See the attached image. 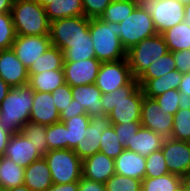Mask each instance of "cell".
<instances>
[{"label":"cell","mask_w":190,"mask_h":191,"mask_svg":"<svg viewBox=\"0 0 190 191\" xmlns=\"http://www.w3.org/2000/svg\"><path fill=\"white\" fill-rule=\"evenodd\" d=\"M144 93L137 79L112 93L101 95L103 112L108 115L111 124L140 122Z\"/></svg>","instance_id":"cell-1"},{"label":"cell","mask_w":190,"mask_h":191,"mask_svg":"<svg viewBox=\"0 0 190 191\" xmlns=\"http://www.w3.org/2000/svg\"><path fill=\"white\" fill-rule=\"evenodd\" d=\"M34 91L28 86L12 87L0 105V125L16 134L29 122Z\"/></svg>","instance_id":"cell-2"},{"label":"cell","mask_w":190,"mask_h":191,"mask_svg":"<svg viewBox=\"0 0 190 191\" xmlns=\"http://www.w3.org/2000/svg\"><path fill=\"white\" fill-rule=\"evenodd\" d=\"M11 14L16 36H49L50 21L37 0H14Z\"/></svg>","instance_id":"cell-3"},{"label":"cell","mask_w":190,"mask_h":191,"mask_svg":"<svg viewBox=\"0 0 190 191\" xmlns=\"http://www.w3.org/2000/svg\"><path fill=\"white\" fill-rule=\"evenodd\" d=\"M118 27L119 23L90 19L89 33L97 60L115 62L126 59L127 51L118 37Z\"/></svg>","instance_id":"cell-4"},{"label":"cell","mask_w":190,"mask_h":191,"mask_svg":"<svg viewBox=\"0 0 190 191\" xmlns=\"http://www.w3.org/2000/svg\"><path fill=\"white\" fill-rule=\"evenodd\" d=\"M168 46L162 34H156L137 43L127 51L132 77L138 79L156 60L168 53Z\"/></svg>","instance_id":"cell-5"},{"label":"cell","mask_w":190,"mask_h":191,"mask_svg":"<svg viewBox=\"0 0 190 191\" xmlns=\"http://www.w3.org/2000/svg\"><path fill=\"white\" fill-rule=\"evenodd\" d=\"M89 26L90 19L85 16L53 20L50 22L49 32L51 45L64 53L70 44L78 40H91Z\"/></svg>","instance_id":"cell-6"},{"label":"cell","mask_w":190,"mask_h":191,"mask_svg":"<svg viewBox=\"0 0 190 191\" xmlns=\"http://www.w3.org/2000/svg\"><path fill=\"white\" fill-rule=\"evenodd\" d=\"M156 34L152 17L142 4H139L118 27V37L126 51Z\"/></svg>","instance_id":"cell-7"},{"label":"cell","mask_w":190,"mask_h":191,"mask_svg":"<svg viewBox=\"0 0 190 191\" xmlns=\"http://www.w3.org/2000/svg\"><path fill=\"white\" fill-rule=\"evenodd\" d=\"M53 184L78 182L82 178V160L72 149L50 150L44 156Z\"/></svg>","instance_id":"cell-8"},{"label":"cell","mask_w":190,"mask_h":191,"mask_svg":"<svg viewBox=\"0 0 190 191\" xmlns=\"http://www.w3.org/2000/svg\"><path fill=\"white\" fill-rule=\"evenodd\" d=\"M141 4L151 15L157 34L185 21V5L178 0H148Z\"/></svg>","instance_id":"cell-9"},{"label":"cell","mask_w":190,"mask_h":191,"mask_svg":"<svg viewBox=\"0 0 190 191\" xmlns=\"http://www.w3.org/2000/svg\"><path fill=\"white\" fill-rule=\"evenodd\" d=\"M133 79L127 59L102 62L95 85L102 94L112 93Z\"/></svg>","instance_id":"cell-10"},{"label":"cell","mask_w":190,"mask_h":191,"mask_svg":"<svg viewBox=\"0 0 190 191\" xmlns=\"http://www.w3.org/2000/svg\"><path fill=\"white\" fill-rule=\"evenodd\" d=\"M174 115L160 109L154 98L144 96L140 123L141 126L152 130L163 138H171Z\"/></svg>","instance_id":"cell-11"},{"label":"cell","mask_w":190,"mask_h":191,"mask_svg":"<svg viewBox=\"0 0 190 191\" xmlns=\"http://www.w3.org/2000/svg\"><path fill=\"white\" fill-rule=\"evenodd\" d=\"M161 149L169 173L180 177L190 173V144L188 142L165 138Z\"/></svg>","instance_id":"cell-12"},{"label":"cell","mask_w":190,"mask_h":191,"mask_svg":"<svg viewBox=\"0 0 190 191\" xmlns=\"http://www.w3.org/2000/svg\"><path fill=\"white\" fill-rule=\"evenodd\" d=\"M111 125V121L105 113L90 118V123L83 134L81 143H78L73 149L81 160L99 152L101 133Z\"/></svg>","instance_id":"cell-13"},{"label":"cell","mask_w":190,"mask_h":191,"mask_svg":"<svg viewBox=\"0 0 190 191\" xmlns=\"http://www.w3.org/2000/svg\"><path fill=\"white\" fill-rule=\"evenodd\" d=\"M50 47L49 36H16L11 48L16 57L29 69Z\"/></svg>","instance_id":"cell-14"},{"label":"cell","mask_w":190,"mask_h":191,"mask_svg":"<svg viewBox=\"0 0 190 191\" xmlns=\"http://www.w3.org/2000/svg\"><path fill=\"white\" fill-rule=\"evenodd\" d=\"M102 62L96 58L79 62H64L65 82L70 87L94 84Z\"/></svg>","instance_id":"cell-15"},{"label":"cell","mask_w":190,"mask_h":191,"mask_svg":"<svg viewBox=\"0 0 190 191\" xmlns=\"http://www.w3.org/2000/svg\"><path fill=\"white\" fill-rule=\"evenodd\" d=\"M0 78L11 87H22L29 83L28 69L12 48L0 50Z\"/></svg>","instance_id":"cell-16"},{"label":"cell","mask_w":190,"mask_h":191,"mask_svg":"<svg viewBox=\"0 0 190 191\" xmlns=\"http://www.w3.org/2000/svg\"><path fill=\"white\" fill-rule=\"evenodd\" d=\"M3 156L23 168L43 157L34 144L21 132L10 136Z\"/></svg>","instance_id":"cell-17"},{"label":"cell","mask_w":190,"mask_h":191,"mask_svg":"<svg viewBox=\"0 0 190 191\" xmlns=\"http://www.w3.org/2000/svg\"><path fill=\"white\" fill-rule=\"evenodd\" d=\"M115 173L114 159L101 152H97L82 160L83 178L105 183Z\"/></svg>","instance_id":"cell-18"},{"label":"cell","mask_w":190,"mask_h":191,"mask_svg":"<svg viewBox=\"0 0 190 191\" xmlns=\"http://www.w3.org/2000/svg\"><path fill=\"white\" fill-rule=\"evenodd\" d=\"M29 121L46 126L60 122V113L51 93L34 92Z\"/></svg>","instance_id":"cell-19"},{"label":"cell","mask_w":190,"mask_h":191,"mask_svg":"<svg viewBox=\"0 0 190 191\" xmlns=\"http://www.w3.org/2000/svg\"><path fill=\"white\" fill-rule=\"evenodd\" d=\"M24 185L31 191H46L53 185L50 169L44 157L25 168Z\"/></svg>","instance_id":"cell-20"},{"label":"cell","mask_w":190,"mask_h":191,"mask_svg":"<svg viewBox=\"0 0 190 191\" xmlns=\"http://www.w3.org/2000/svg\"><path fill=\"white\" fill-rule=\"evenodd\" d=\"M114 161L116 174L141 181L145 178L146 158L140 154L124 149Z\"/></svg>","instance_id":"cell-21"},{"label":"cell","mask_w":190,"mask_h":191,"mask_svg":"<svg viewBox=\"0 0 190 191\" xmlns=\"http://www.w3.org/2000/svg\"><path fill=\"white\" fill-rule=\"evenodd\" d=\"M72 95V99L76 100L79 106H83L90 118L104 113L101 100L102 92L95 84L72 87Z\"/></svg>","instance_id":"cell-22"},{"label":"cell","mask_w":190,"mask_h":191,"mask_svg":"<svg viewBox=\"0 0 190 191\" xmlns=\"http://www.w3.org/2000/svg\"><path fill=\"white\" fill-rule=\"evenodd\" d=\"M164 139L161 135L141 126L137 133L133 134L130 145L126 149L146 158L154 151L162 148Z\"/></svg>","instance_id":"cell-23"},{"label":"cell","mask_w":190,"mask_h":191,"mask_svg":"<svg viewBox=\"0 0 190 191\" xmlns=\"http://www.w3.org/2000/svg\"><path fill=\"white\" fill-rule=\"evenodd\" d=\"M183 74L178 70H172L160 78L149 79L143 86L144 96L157 97L171 89L178 90Z\"/></svg>","instance_id":"cell-24"},{"label":"cell","mask_w":190,"mask_h":191,"mask_svg":"<svg viewBox=\"0 0 190 191\" xmlns=\"http://www.w3.org/2000/svg\"><path fill=\"white\" fill-rule=\"evenodd\" d=\"M65 83L63 70H51L32 75L29 78L28 86L34 92L52 93L56 88Z\"/></svg>","instance_id":"cell-25"},{"label":"cell","mask_w":190,"mask_h":191,"mask_svg":"<svg viewBox=\"0 0 190 191\" xmlns=\"http://www.w3.org/2000/svg\"><path fill=\"white\" fill-rule=\"evenodd\" d=\"M50 22L57 19L84 16L82 0H54L45 7Z\"/></svg>","instance_id":"cell-26"},{"label":"cell","mask_w":190,"mask_h":191,"mask_svg":"<svg viewBox=\"0 0 190 191\" xmlns=\"http://www.w3.org/2000/svg\"><path fill=\"white\" fill-rule=\"evenodd\" d=\"M64 53L57 47L52 46L44 52L37 61L28 69L29 78L32 75L43 73L44 71L63 70Z\"/></svg>","instance_id":"cell-27"},{"label":"cell","mask_w":190,"mask_h":191,"mask_svg":"<svg viewBox=\"0 0 190 191\" xmlns=\"http://www.w3.org/2000/svg\"><path fill=\"white\" fill-rule=\"evenodd\" d=\"M171 52L190 49V25L183 21L162 33Z\"/></svg>","instance_id":"cell-28"},{"label":"cell","mask_w":190,"mask_h":191,"mask_svg":"<svg viewBox=\"0 0 190 191\" xmlns=\"http://www.w3.org/2000/svg\"><path fill=\"white\" fill-rule=\"evenodd\" d=\"M25 168L18 166L9 158L0 156V183L3 189H10L24 184Z\"/></svg>","instance_id":"cell-29"},{"label":"cell","mask_w":190,"mask_h":191,"mask_svg":"<svg viewBox=\"0 0 190 191\" xmlns=\"http://www.w3.org/2000/svg\"><path fill=\"white\" fill-rule=\"evenodd\" d=\"M139 4L136 0H112L99 19L120 24Z\"/></svg>","instance_id":"cell-30"},{"label":"cell","mask_w":190,"mask_h":191,"mask_svg":"<svg viewBox=\"0 0 190 191\" xmlns=\"http://www.w3.org/2000/svg\"><path fill=\"white\" fill-rule=\"evenodd\" d=\"M141 191H182V179L171 173L155 178H144Z\"/></svg>","instance_id":"cell-31"},{"label":"cell","mask_w":190,"mask_h":191,"mask_svg":"<svg viewBox=\"0 0 190 191\" xmlns=\"http://www.w3.org/2000/svg\"><path fill=\"white\" fill-rule=\"evenodd\" d=\"M172 70H176V63L171 51L156 60L148 69L137 79L139 85L142 87L149 79L160 78L168 74Z\"/></svg>","instance_id":"cell-32"},{"label":"cell","mask_w":190,"mask_h":191,"mask_svg":"<svg viewBox=\"0 0 190 191\" xmlns=\"http://www.w3.org/2000/svg\"><path fill=\"white\" fill-rule=\"evenodd\" d=\"M90 123V117L87 114L73 116L64 121L67 128L68 149H74L78 143H81L83 134Z\"/></svg>","instance_id":"cell-33"},{"label":"cell","mask_w":190,"mask_h":191,"mask_svg":"<svg viewBox=\"0 0 190 191\" xmlns=\"http://www.w3.org/2000/svg\"><path fill=\"white\" fill-rule=\"evenodd\" d=\"M34 146L38 152L44 157L48 150V143L46 140V125L27 122L20 131Z\"/></svg>","instance_id":"cell-34"},{"label":"cell","mask_w":190,"mask_h":191,"mask_svg":"<svg viewBox=\"0 0 190 191\" xmlns=\"http://www.w3.org/2000/svg\"><path fill=\"white\" fill-rule=\"evenodd\" d=\"M96 58L92 40H78L64 52V62H79Z\"/></svg>","instance_id":"cell-35"},{"label":"cell","mask_w":190,"mask_h":191,"mask_svg":"<svg viewBox=\"0 0 190 191\" xmlns=\"http://www.w3.org/2000/svg\"><path fill=\"white\" fill-rule=\"evenodd\" d=\"M48 150L68 149L67 128L64 122L46 126Z\"/></svg>","instance_id":"cell-36"},{"label":"cell","mask_w":190,"mask_h":191,"mask_svg":"<svg viewBox=\"0 0 190 191\" xmlns=\"http://www.w3.org/2000/svg\"><path fill=\"white\" fill-rule=\"evenodd\" d=\"M99 152L106 156L116 159L120 153L123 152L124 147L117 138L113 125L105 129L101 133Z\"/></svg>","instance_id":"cell-37"},{"label":"cell","mask_w":190,"mask_h":191,"mask_svg":"<svg viewBox=\"0 0 190 191\" xmlns=\"http://www.w3.org/2000/svg\"><path fill=\"white\" fill-rule=\"evenodd\" d=\"M190 137V110L178 109L174 114L171 138L188 141Z\"/></svg>","instance_id":"cell-38"},{"label":"cell","mask_w":190,"mask_h":191,"mask_svg":"<svg viewBox=\"0 0 190 191\" xmlns=\"http://www.w3.org/2000/svg\"><path fill=\"white\" fill-rule=\"evenodd\" d=\"M145 178H155L169 173L162 149L146 157Z\"/></svg>","instance_id":"cell-39"},{"label":"cell","mask_w":190,"mask_h":191,"mask_svg":"<svg viewBox=\"0 0 190 191\" xmlns=\"http://www.w3.org/2000/svg\"><path fill=\"white\" fill-rule=\"evenodd\" d=\"M104 184L106 191H141L142 181L115 173Z\"/></svg>","instance_id":"cell-40"},{"label":"cell","mask_w":190,"mask_h":191,"mask_svg":"<svg viewBox=\"0 0 190 191\" xmlns=\"http://www.w3.org/2000/svg\"><path fill=\"white\" fill-rule=\"evenodd\" d=\"M16 38L11 13H0V50L10 49Z\"/></svg>","instance_id":"cell-41"},{"label":"cell","mask_w":190,"mask_h":191,"mask_svg":"<svg viewBox=\"0 0 190 191\" xmlns=\"http://www.w3.org/2000/svg\"><path fill=\"white\" fill-rule=\"evenodd\" d=\"M117 138L121 145L126 149L130 145L133 134H136L141 127L140 122H125L123 124H112Z\"/></svg>","instance_id":"cell-42"},{"label":"cell","mask_w":190,"mask_h":191,"mask_svg":"<svg viewBox=\"0 0 190 191\" xmlns=\"http://www.w3.org/2000/svg\"><path fill=\"white\" fill-rule=\"evenodd\" d=\"M179 97L180 92L178 90L171 89L157 97H154V99L160 106V109H163L165 112L174 115L179 109Z\"/></svg>","instance_id":"cell-43"},{"label":"cell","mask_w":190,"mask_h":191,"mask_svg":"<svg viewBox=\"0 0 190 191\" xmlns=\"http://www.w3.org/2000/svg\"><path fill=\"white\" fill-rule=\"evenodd\" d=\"M51 94L59 113L67 108L72 101V87L67 83L56 88Z\"/></svg>","instance_id":"cell-44"},{"label":"cell","mask_w":190,"mask_h":191,"mask_svg":"<svg viewBox=\"0 0 190 191\" xmlns=\"http://www.w3.org/2000/svg\"><path fill=\"white\" fill-rule=\"evenodd\" d=\"M112 0H82L84 16L89 19L100 18Z\"/></svg>","instance_id":"cell-45"},{"label":"cell","mask_w":190,"mask_h":191,"mask_svg":"<svg viewBox=\"0 0 190 191\" xmlns=\"http://www.w3.org/2000/svg\"><path fill=\"white\" fill-rule=\"evenodd\" d=\"M176 70L182 74L190 73V49L172 52Z\"/></svg>","instance_id":"cell-46"},{"label":"cell","mask_w":190,"mask_h":191,"mask_svg":"<svg viewBox=\"0 0 190 191\" xmlns=\"http://www.w3.org/2000/svg\"><path fill=\"white\" fill-rule=\"evenodd\" d=\"M81 114H86V110L82 105L79 106L76 103V100L72 99L69 106L60 113V122H64L73 116H78Z\"/></svg>","instance_id":"cell-47"},{"label":"cell","mask_w":190,"mask_h":191,"mask_svg":"<svg viewBox=\"0 0 190 191\" xmlns=\"http://www.w3.org/2000/svg\"><path fill=\"white\" fill-rule=\"evenodd\" d=\"M78 191H106V189L104 183L82 177L78 181Z\"/></svg>","instance_id":"cell-48"},{"label":"cell","mask_w":190,"mask_h":191,"mask_svg":"<svg viewBox=\"0 0 190 191\" xmlns=\"http://www.w3.org/2000/svg\"><path fill=\"white\" fill-rule=\"evenodd\" d=\"M46 191H78V182L53 184Z\"/></svg>","instance_id":"cell-49"},{"label":"cell","mask_w":190,"mask_h":191,"mask_svg":"<svg viewBox=\"0 0 190 191\" xmlns=\"http://www.w3.org/2000/svg\"><path fill=\"white\" fill-rule=\"evenodd\" d=\"M11 135V133H9L3 126L0 125V156L4 155Z\"/></svg>","instance_id":"cell-50"},{"label":"cell","mask_w":190,"mask_h":191,"mask_svg":"<svg viewBox=\"0 0 190 191\" xmlns=\"http://www.w3.org/2000/svg\"><path fill=\"white\" fill-rule=\"evenodd\" d=\"M178 91L185 93L188 97L190 96V73L183 74Z\"/></svg>","instance_id":"cell-51"},{"label":"cell","mask_w":190,"mask_h":191,"mask_svg":"<svg viewBox=\"0 0 190 191\" xmlns=\"http://www.w3.org/2000/svg\"><path fill=\"white\" fill-rule=\"evenodd\" d=\"M11 88H12L11 86H9L5 81H3L0 78V105L1 102L6 98Z\"/></svg>","instance_id":"cell-52"},{"label":"cell","mask_w":190,"mask_h":191,"mask_svg":"<svg viewBox=\"0 0 190 191\" xmlns=\"http://www.w3.org/2000/svg\"><path fill=\"white\" fill-rule=\"evenodd\" d=\"M178 102H179V109L190 110V96L188 97L185 93H180Z\"/></svg>","instance_id":"cell-53"},{"label":"cell","mask_w":190,"mask_h":191,"mask_svg":"<svg viewBox=\"0 0 190 191\" xmlns=\"http://www.w3.org/2000/svg\"><path fill=\"white\" fill-rule=\"evenodd\" d=\"M14 0H0V13H11Z\"/></svg>","instance_id":"cell-54"},{"label":"cell","mask_w":190,"mask_h":191,"mask_svg":"<svg viewBox=\"0 0 190 191\" xmlns=\"http://www.w3.org/2000/svg\"><path fill=\"white\" fill-rule=\"evenodd\" d=\"M182 179V191H190V173L181 177Z\"/></svg>","instance_id":"cell-55"},{"label":"cell","mask_w":190,"mask_h":191,"mask_svg":"<svg viewBox=\"0 0 190 191\" xmlns=\"http://www.w3.org/2000/svg\"><path fill=\"white\" fill-rule=\"evenodd\" d=\"M185 21L190 25V3L185 6Z\"/></svg>","instance_id":"cell-56"},{"label":"cell","mask_w":190,"mask_h":191,"mask_svg":"<svg viewBox=\"0 0 190 191\" xmlns=\"http://www.w3.org/2000/svg\"><path fill=\"white\" fill-rule=\"evenodd\" d=\"M8 191H31L30 189H28L24 184L17 186V187H13L8 189Z\"/></svg>","instance_id":"cell-57"},{"label":"cell","mask_w":190,"mask_h":191,"mask_svg":"<svg viewBox=\"0 0 190 191\" xmlns=\"http://www.w3.org/2000/svg\"><path fill=\"white\" fill-rule=\"evenodd\" d=\"M54 0H37V2L42 6L46 7L48 4L52 3Z\"/></svg>","instance_id":"cell-58"},{"label":"cell","mask_w":190,"mask_h":191,"mask_svg":"<svg viewBox=\"0 0 190 191\" xmlns=\"http://www.w3.org/2000/svg\"><path fill=\"white\" fill-rule=\"evenodd\" d=\"M178 1L181 2L185 6L190 3V0H178Z\"/></svg>","instance_id":"cell-59"},{"label":"cell","mask_w":190,"mask_h":191,"mask_svg":"<svg viewBox=\"0 0 190 191\" xmlns=\"http://www.w3.org/2000/svg\"><path fill=\"white\" fill-rule=\"evenodd\" d=\"M136 1H138L141 4V3L148 1V0H136Z\"/></svg>","instance_id":"cell-60"},{"label":"cell","mask_w":190,"mask_h":191,"mask_svg":"<svg viewBox=\"0 0 190 191\" xmlns=\"http://www.w3.org/2000/svg\"><path fill=\"white\" fill-rule=\"evenodd\" d=\"M3 190V188H2V185H1V183H0V191H2Z\"/></svg>","instance_id":"cell-61"}]
</instances>
